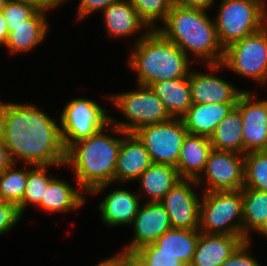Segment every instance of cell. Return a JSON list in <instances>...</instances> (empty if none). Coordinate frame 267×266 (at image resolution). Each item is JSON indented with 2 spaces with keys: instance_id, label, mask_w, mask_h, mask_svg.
<instances>
[{
  "instance_id": "33",
  "label": "cell",
  "mask_w": 267,
  "mask_h": 266,
  "mask_svg": "<svg viewBox=\"0 0 267 266\" xmlns=\"http://www.w3.org/2000/svg\"><path fill=\"white\" fill-rule=\"evenodd\" d=\"M132 266H187L175 255L158 253L153 243L136 250L132 255Z\"/></svg>"
},
{
  "instance_id": "41",
  "label": "cell",
  "mask_w": 267,
  "mask_h": 266,
  "mask_svg": "<svg viewBox=\"0 0 267 266\" xmlns=\"http://www.w3.org/2000/svg\"><path fill=\"white\" fill-rule=\"evenodd\" d=\"M33 3L38 9L48 11L57 8L58 6L64 4L66 0H29ZM53 8V9H52Z\"/></svg>"
},
{
  "instance_id": "2",
  "label": "cell",
  "mask_w": 267,
  "mask_h": 266,
  "mask_svg": "<svg viewBox=\"0 0 267 266\" xmlns=\"http://www.w3.org/2000/svg\"><path fill=\"white\" fill-rule=\"evenodd\" d=\"M109 129L119 137L104 134L106 129H102L66 150L64 167L73 169L76 185L86 191L87 195H99L115 183L116 161L122 143L120 135L125 132L112 124Z\"/></svg>"
},
{
  "instance_id": "1",
  "label": "cell",
  "mask_w": 267,
  "mask_h": 266,
  "mask_svg": "<svg viewBox=\"0 0 267 266\" xmlns=\"http://www.w3.org/2000/svg\"><path fill=\"white\" fill-rule=\"evenodd\" d=\"M0 136L15 164L63 167L66 150L57 121L35 105L5 102Z\"/></svg>"
},
{
  "instance_id": "37",
  "label": "cell",
  "mask_w": 267,
  "mask_h": 266,
  "mask_svg": "<svg viewBox=\"0 0 267 266\" xmlns=\"http://www.w3.org/2000/svg\"><path fill=\"white\" fill-rule=\"evenodd\" d=\"M77 8V20L85 19L86 16L94 14L95 11H103L111 4L121 0H79Z\"/></svg>"
},
{
  "instance_id": "26",
  "label": "cell",
  "mask_w": 267,
  "mask_h": 266,
  "mask_svg": "<svg viewBox=\"0 0 267 266\" xmlns=\"http://www.w3.org/2000/svg\"><path fill=\"white\" fill-rule=\"evenodd\" d=\"M199 234V229L171 228L163 233L154 244L158 247V253L175 255L189 266L193 260Z\"/></svg>"
},
{
  "instance_id": "6",
  "label": "cell",
  "mask_w": 267,
  "mask_h": 266,
  "mask_svg": "<svg viewBox=\"0 0 267 266\" xmlns=\"http://www.w3.org/2000/svg\"><path fill=\"white\" fill-rule=\"evenodd\" d=\"M202 193L199 231L243 237L242 190Z\"/></svg>"
},
{
  "instance_id": "25",
  "label": "cell",
  "mask_w": 267,
  "mask_h": 266,
  "mask_svg": "<svg viewBox=\"0 0 267 266\" xmlns=\"http://www.w3.org/2000/svg\"><path fill=\"white\" fill-rule=\"evenodd\" d=\"M149 87L173 118H181L193 104L189 77L163 80Z\"/></svg>"
},
{
  "instance_id": "24",
  "label": "cell",
  "mask_w": 267,
  "mask_h": 266,
  "mask_svg": "<svg viewBox=\"0 0 267 266\" xmlns=\"http://www.w3.org/2000/svg\"><path fill=\"white\" fill-rule=\"evenodd\" d=\"M78 187L82 191H79ZM82 192L86 195V191L79 185L75 188L67 181L55 177L45 189L44 197L38 207L50 213H68L77 210L86 204V197Z\"/></svg>"
},
{
  "instance_id": "40",
  "label": "cell",
  "mask_w": 267,
  "mask_h": 266,
  "mask_svg": "<svg viewBox=\"0 0 267 266\" xmlns=\"http://www.w3.org/2000/svg\"><path fill=\"white\" fill-rule=\"evenodd\" d=\"M14 164L10 152L0 136V173L7 170Z\"/></svg>"
},
{
  "instance_id": "29",
  "label": "cell",
  "mask_w": 267,
  "mask_h": 266,
  "mask_svg": "<svg viewBox=\"0 0 267 266\" xmlns=\"http://www.w3.org/2000/svg\"><path fill=\"white\" fill-rule=\"evenodd\" d=\"M50 166H32L27 170V182L23 200L18 205L21 215H23L28 204L39 206L44 197L45 189L55 178L47 175Z\"/></svg>"
},
{
  "instance_id": "10",
  "label": "cell",
  "mask_w": 267,
  "mask_h": 266,
  "mask_svg": "<svg viewBox=\"0 0 267 266\" xmlns=\"http://www.w3.org/2000/svg\"><path fill=\"white\" fill-rule=\"evenodd\" d=\"M187 133L181 118L147 125L134 132L146 147L152 163L169 164L175 167Z\"/></svg>"
},
{
  "instance_id": "23",
  "label": "cell",
  "mask_w": 267,
  "mask_h": 266,
  "mask_svg": "<svg viewBox=\"0 0 267 266\" xmlns=\"http://www.w3.org/2000/svg\"><path fill=\"white\" fill-rule=\"evenodd\" d=\"M181 179L175 166L152 163L137 179L141 184L137 193L140 197H148L146 202H160Z\"/></svg>"
},
{
  "instance_id": "28",
  "label": "cell",
  "mask_w": 267,
  "mask_h": 266,
  "mask_svg": "<svg viewBox=\"0 0 267 266\" xmlns=\"http://www.w3.org/2000/svg\"><path fill=\"white\" fill-rule=\"evenodd\" d=\"M243 238L251 240L267 219V192L243 187ZM251 231V233H250Z\"/></svg>"
},
{
  "instance_id": "7",
  "label": "cell",
  "mask_w": 267,
  "mask_h": 266,
  "mask_svg": "<svg viewBox=\"0 0 267 266\" xmlns=\"http://www.w3.org/2000/svg\"><path fill=\"white\" fill-rule=\"evenodd\" d=\"M107 99L126 117L125 122L111 117V124L125 133H134L141 127L163 123L173 118L150 87L138 85L135 91L109 95Z\"/></svg>"
},
{
  "instance_id": "30",
  "label": "cell",
  "mask_w": 267,
  "mask_h": 266,
  "mask_svg": "<svg viewBox=\"0 0 267 266\" xmlns=\"http://www.w3.org/2000/svg\"><path fill=\"white\" fill-rule=\"evenodd\" d=\"M244 187L267 192V150L244 155Z\"/></svg>"
},
{
  "instance_id": "19",
  "label": "cell",
  "mask_w": 267,
  "mask_h": 266,
  "mask_svg": "<svg viewBox=\"0 0 267 266\" xmlns=\"http://www.w3.org/2000/svg\"><path fill=\"white\" fill-rule=\"evenodd\" d=\"M243 241L242 236L200 232L189 266H220Z\"/></svg>"
},
{
  "instance_id": "32",
  "label": "cell",
  "mask_w": 267,
  "mask_h": 266,
  "mask_svg": "<svg viewBox=\"0 0 267 266\" xmlns=\"http://www.w3.org/2000/svg\"><path fill=\"white\" fill-rule=\"evenodd\" d=\"M139 17L151 30H156L157 20L160 24L166 21L174 0H130Z\"/></svg>"
},
{
  "instance_id": "39",
  "label": "cell",
  "mask_w": 267,
  "mask_h": 266,
  "mask_svg": "<svg viewBox=\"0 0 267 266\" xmlns=\"http://www.w3.org/2000/svg\"><path fill=\"white\" fill-rule=\"evenodd\" d=\"M216 0H174V4L184 8H198L208 10L213 7Z\"/></svg>"
},
{
  "instance_id": "44",
  "label": "cell",
  "mask_w": 267,
  "mask_h": 266,
  "mask_svg": "<svg viewBox=\"0 0 267 266\" xmlns=\"http://www.w3.org/2000/svg\"><path fill=\"white\" fill-rule=\"evenodd\" d=\"M5 107V102L0 101V133H1V119H2V113Z\"/></svg>"
},
{
  "instance_id": "20",
  "label": "cell",
  "mask_w": 267,
  "mask_h": 266,
  "mask_svg": "<svg viewBox=\"0 0 267 266\" xmlns=\"http://www.w3.org/2000/svg\"><path fill=\"white\" fill-rule=\"evenodd\" d=\"M46 12L38 9L18 26L7 27L9 37L5 47L11 54L27 53L43 42L49 28Z\"/></svg>"
},
{
  "instance_id": "43",
  "label": "cell",
  "mask_w": 267,
  "mask_h": 266,
  "mask_svg": "<svg viewBox=\"0 0 267 266\" xmlns=\"http://www.w3.org/2000/svg\"><path fill=\"white\" fill-rule=\"evenodd\" d=\"M256 233L261 234L262 236L267 238V219L265 223L262 225V227Z\"/></svg>"
},
{
  "instance_id": "3",
  "label": "cell",
  "mask_w": 267,
  "mask_h": 266,
  "mask_svg": "<svg viewBox=\"0 0 267 266\" xmlns=\"http://www.w3.org/2000/svg\"><path fill=\"white\" fill-rule=\"evenodd\" d=\"M163 27L158 29L170 42H173L188 56L189 52L202 63H222V48L215 28L214 18L207 15V10L184 8L173 4Z\"/></svg>"
},
{
  "instance_id": "34",
  "label": "cell",
  "mask_w": 267,
  "mask_h": 266,
  "mask_svg": "<svg viewBox=\"0 0 267 266\" xmlns=\"http://www.w3.org/2000/svg\"><path fill=\"white\" fill-rule=\"evenodd\" d=\"M38 8L29 0H8L2 10L6 26H18L29 19Z\"/></svg>"
},
{
  "instance_id": "13",
  "label": "cell",
  "mask_w": 267,
  "mask_h": 266,
  "mask_svg": "<svg viewBox=\"0 0 267 266\" xmlns=\"http://www.w3.org/2000/svg\"><path fill=\"white\" fill-rule=\"evenodd\" d=\"M253 94L245 90L235 106L240 111L243 124V155L267 150V99L259 101Z\"/></svg>"
},
{
  "instance_id": "15",
  "label": "cell",
  "mask_w": 267,
  "mask_h": 266,
  "mask_svg": "<svg viewBox=\"0 0 267 266\" xmlns=\"http://www.w3.org/2000/svg\"><path fill=\"white\" fill-rule=\"evenodd\" d=\"M131 225L133 239L122 250L130 256L136 250L153 244L163 233L172 228L169 215L160 202H144Z\"/></svg>"
},
{
  "instance_id": "38",
  "label": "cell",
  "mask_w": 267,
  "mask_h": 266,
  "mask_svg": "<svg viewBox=\"0 0 267 266\" xmlns=\"http://www.w3.org/2000/svg\"><path fill=\"white\" fill-rule=\"evenodd\" d=\"M96 266H132V258L126 252L120 251L114 256L101 260Z\"/></svg>"
},
{
  "instance_id": "14",
  "label": "cell",
  "mask_w": 267,
  "mask_h": 266,
  "mask_svg": "<svg viewBox=\"0 0 267 266\" xmlns=\"http://www.w3.org/2000/svg\"><path fill=\"white\" fill-rule=\"evenodd\" d=\"M211 73H202L192 69L189 73L192 103L209 104L223 102H237L245 91L240 90L232 83L214 75L215 71L224 68L222 63L207 64ZM213 73V74H212Z\"/></svg>"
},
{
  "instance_id": "8",
  "label": "cell",
  "mask_w": 267,
  "mask_h": 266,
  "mask_svg": "<svg viewBox=\"0 0 267 266\" xmlns=\"http://www.w3.org/2000/svg\"><path fill=\"white\" fill-rule=\"evenodd\" d=\"M106 114L107 109L102 108L96 101L84 97L71 99L63 107L59 120L65 150L102 129H108L111 116Z\"/></svg>"
},
{
  "instance_id": "36",
  "label": "cell",
  "mask_w": 267,
  "mask_h": 266,
  "mask_svg": "<svg viewBox=\"0 0 267 266\" xmlns=\"http://www.w3.org/2000/svg\"><path fill=\"white\" fill-rule=\"evenodd\" d=\"M22 217L16 204L0 200V235L8 233Z\"/></svg>"
},
{
  "instance_id": "17",
  "label": "cell",
  "mask_w": 267,
  "mask_h": 266,
  "mask_svg": "<svg viewBox=\"0 0 267 266\" xmlns=\"http://www.w3.org/2000/svg\"><path fill=\"white\" fill-rule=\"evenodd\" d=\"M140 195L125 188H115L99 203L100 219L111 227L131 225L141 206Z\"/></svg>"
},
{
  "instance_id": "4",
  "label": "cell",
  "mask_w": 267,
  "mask_h": 266,
  "mask_svg": "<svg viewBox=\"0 0 267 266\" xmlns=\"http://www.w3.org/2000/svg\"><path fill=\"white\" fill-rule=\"evenodd\" d=\"M133 48L127 63L137 73V85L149 87L159 81L189 77L194 62L159 30L137 37Z\"/></svg>"
},
{
  "instance_id": "21",
  "label": "cell",
  "mask_w": 267,
  "mask_h": 266,
  "mask_svg": "<svg viewBox=\"0 0 267 266\" xmlns=\"http://www.w3.org/2000/svg\"><path fill=\"white\" fill-rule=\"evenodd\" d=\"M236 104L237 102L193 103L181 119L188 133L210 138L219 122L231 112Z\"/></svg>"
},
{
  "instance_id": "16",
  "label": "cell",
  "mask_w": 267,
  "mask_h": 266,
  "mask_svg": "<svg viewBox=\"0 0 267 266\" xmlns=\"http://www.w3.org/2000/svg\"><path fill=\"white\" fill-rule=\"evenodd\" d=\"M121 137L122 143L115 168V182L126 184L137 181L152 161L146 147L134 133H125Z\"/></svg>"
},
{
  "instance_id": "11",
  "label": "cell",
  "mask_w": 267,
  "mask_h": 266,
  "mask_svg": "<svg viewBox=\"0 0 267 266\" xmlns=\"http://www.w3.org/2000/svg\"><path fill=\"white\" fill-rule=\"evenodd\" d=\"M196 181L198 187L203 185L202 192L241 190L244 187V155L212 149L205 170Z\"/></svg>"
},
{
  "instance_id": "12",
  "label": "cell",
  "mask_w": 267,
  "mask_h": 266,
  "mask_svg": "<svg viewBox=\"0 0 267 266\" xmlns=\"http://www.w3.org/2000/svg\"><path fill=\"white\" fill-rule=\"evenodd\" d=\"M196 185L195 179L182 178L160 201L169 215L172 228L199 229L202 194L198 196L193 190Z\"/></svg>"
},
{
  "instance_id": "35",
  "label": "cell",
  "mask_w": 267,
  "mask_h": 266,
  "mask_svg": "<svg viewBox=\"0 0 267 266\" xmlns=\"http://www.w3.org/2000/svg\"><path fill=\"white\" fill-rule=\"evenodd\" d=\"M251 244V240L243 241L220 266H261L258 260L251 256Z\"/></svg>"
},
{
  "instance_id": "45",
  "label": "cell",
  "mask_w": 267,
  "mask_h": 266,
  "mask_svg": "<svg viewBox=\"0 0 267 266\" xmlns=\"http://www.w3.org/2000/svg\"><path fill=\"white\" fill-rule=\"evenodd\" d=\"M8 0H0V12L5 8Z\"/></svg>"
},
{
  "instance_id": "31",
  "label": "cell",
  "mask_w": 267,
  "mask_h": 266,
  "mask_svg": "<svg viewBox=\"0 0 267 266\" xmlns=\"http://www.w3.org/2000/svg\"><path fill=\"white\" fill-rule=\"evenodd\" d=\"M16 166L17 164L14 163L7 170L0 173V200L18 206L24 197L27 170H17Z\"/></svg>"
},
{
  "instance_id": "22",
  "label": "cell",
  "mask_w": 267,
  "mask_h": 266,
  "mask_svg": "<svg viewBox=\"0 0 267 266\" xmlns=\"http://www.w3.org/2000/svg\"><path fill=\"white\" fill-rule=\"evenodd\" d=\"M211 150L210 138L187 133L176 166L180 177L197 180L205 170Z\"/></svg>"
},
{
  "instance_id": "5",
  "label": "cell",
  "mask_w": 267,
  "mask_h": 266,
  "mask_svg": "<svg viewBox=\"0 0 267 266\" xmlns=\"http://www.w3.org/2000/svg\"><path fill=\"white\" fill-rule=\"evenodd\" d=\"M265 3L264 0H221L214 22L224 50L267 25Z\"/></svg>"
},
{
  "instance_id": "42",
  "label": "cell",
  "mask_w": 267,
  "mask_h": 266,
  "mask_svg": "<svg viewBox=\"0 0 267 266\" xmlns=\"http://www.w3.org/2000/svg\"><path fill=\"white\" fill-rule=\"evenodd\" d=\"M9 37V32L6 26L5 18L3 12H0V45H6Z\"/></svg>"
},
{
  "instance_id": "9",
  "label": "cell",
  "mask_w": 267,
  "mask_h": 266,
  "mask_svg": "<svg viewBox=\"0 0 267 266\" xmlns=\"http://www.w3.org/2000/svg\"><path fill=\"white\" fill-rule=\"evenodd\" d=\"M225 68L258 84L267 82V25L224 50Z\"/></svg>"
},
{
  "instance_id": "18",
  "label": "cell",
  "mask_w": 267,
  "mask_h": 266,
  "mask_svg": "<svg viewBox=\"0 0 267 266\" xmlns=\"http://www.w3.org/2000/svg\"><path fill=\"white\" fill-rule=\"evenodd\" d=\"M102 15L103 22L106 24L105 33L112 38H126L136 33L140 35L138 34L140 31L147 34L151 30L139 17L130 0H121L111 4L102 11Z\"/></svg>"
},
{
  "instance_id": "27",
  "label": "cell",
  "mask_w": 267,
  "mask_h": 266,
  "mask_svg": "<svg viewBox=\"0 0 267 266\" xmlns=\"http://www.w3.org/2000/svg\"><path fill=\"white\" fill-rule=\"evenodd\" d=\"M242 118L240 111L234 107L222 119L210 137L212 149L243 154Z\"/></svg>"
}]
</instances>
